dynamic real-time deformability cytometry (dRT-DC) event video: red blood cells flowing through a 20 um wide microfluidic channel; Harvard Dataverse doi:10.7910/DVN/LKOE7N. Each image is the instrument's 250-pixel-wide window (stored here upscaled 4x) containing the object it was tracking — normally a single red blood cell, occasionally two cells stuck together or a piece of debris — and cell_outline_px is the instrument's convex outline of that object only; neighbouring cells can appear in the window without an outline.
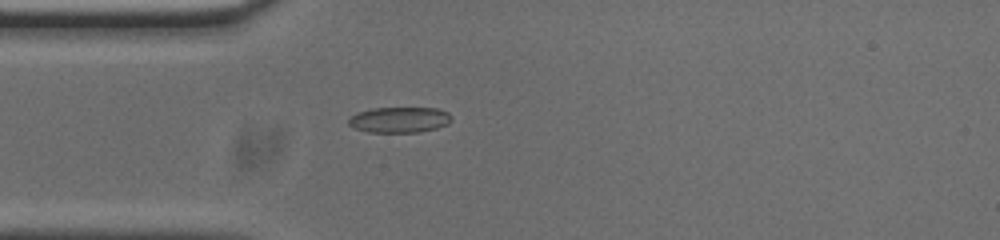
{"species": "common noctule bat (a hibernating species)", "species_latin": "Nyctalus noctula", "temperature_condition": "cold", "stored_images_in_passage": 38, "camera_frame_rate_fps": 3000, "um_per_image_px": 0.085, "animal": {"sex": "male", "body_mass_g": 20.0, "forearm_length_mm": 53.3}, "frame": {"image": 1, "passage_image": 1, "time_ms": 0.0, "image_size_px": [1000, 240], "cell_outline_px": [[452, 120], [448, 124], [436, 128], [420, 132], [368, 132], [356, 128], [348, 124], [348, 120], [356, 112], [372, 108], [436, 108], [448, 112], [452, 116]], "centroid_in_image_um": [33.97, 10.17], "position_along_channel_um": 51.0, "area_um2": 15.43}}
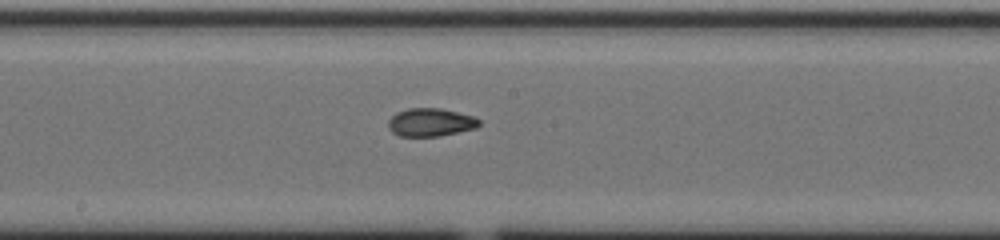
{"frame": {"image": 2, "passage_image": 14, "time_ms": 4.333, "image_size_px": [1000, 240], "cell_outline_px": [[480, 124], [476, 128], [440, 136], [400, 136], [392, 132], [388, 128], [388, 120], [396, 112], [408, 108], [440, 108], [472, 116], [480, 120]], "centroid_in_image_um": [36.57, 10.4], "position_along_channel_um": 211.6, "area_um2": 14.85}}
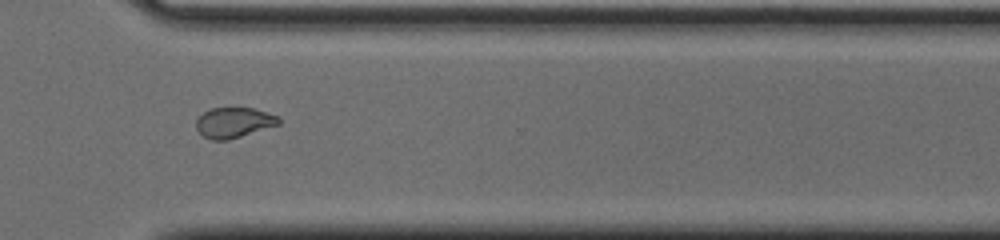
{"frame": {"image": 3, "passage_image": 25, "time_ms": 8.0, "image_size_px": [1000, 240], "cell_outline_px": [[280, 124], [228, 140], [212, 140], [204, 136], [196, 128], [196, 120], [204, 112], [212, 108], [256, 108], [280, 116]], "centroid_in_image_um": [19.91, 10.41], "position_along_channel_um": 350.7, "area_um2": 14.57}, "authors_computed_cell_mechanics": {"area_um2": 15.317, "velocity_mm_per_s": 3.7865, "shape_relaxation_time_tau1_ms": null, "shape_relaxation_time_tau2_ms": 2.3454, "deformation_change_tau1": null, "deformation_change_tau2": 0.0736}}